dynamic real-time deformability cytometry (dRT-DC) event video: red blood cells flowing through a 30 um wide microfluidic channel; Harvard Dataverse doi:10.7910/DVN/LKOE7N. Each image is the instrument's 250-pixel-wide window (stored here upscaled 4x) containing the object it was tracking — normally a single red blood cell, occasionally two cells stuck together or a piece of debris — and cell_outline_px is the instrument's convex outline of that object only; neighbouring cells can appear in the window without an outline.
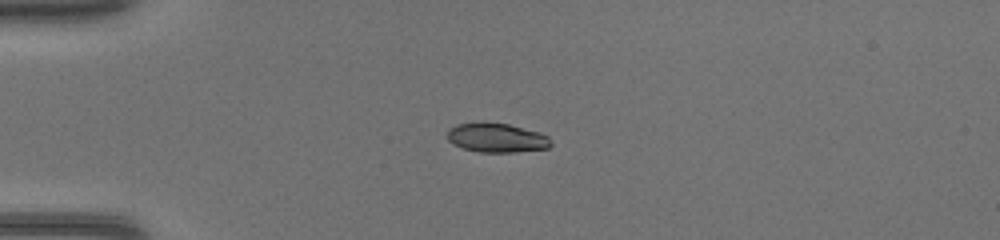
{"species": "common noctule bat (a hibernating species)", "species_latin": "Nyctalus noctula", "temperature_condition": "warm", "stored_images_in_passage": 35, "camera_frame_rate_fps": 3000, "um_per_image_px": 0.085, "animal": {"sex": "female", "body_mass_g": 17.0, "forearm_length_mm": 48.0}, "frame": {"image": 1, "passage_image": 1, "time_ms": 0.0, "image_size_px": [1000, 240], "cell_outline_px": [[552, 144], [548, 148], [516, 152], [480, 152], [464, 148], [448, 140], [448, 128], [456, 124], [476, 120], [480, 120], [508, 124], [540, 132], [548, 136]], "centroid_in_image_um": [42.2, 11.67], "position_along_channel_um": 42.8, "area_um2": 17.98}}
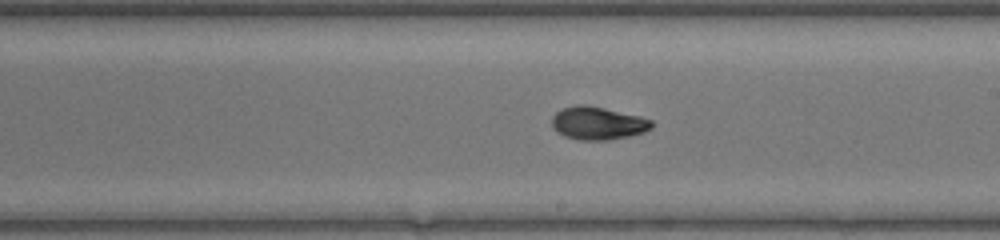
{"frame": {"image": 2, "passage_image": 16, "time_ms": 5.0, "image_size_px": [1000, 240], "cell_outline_px": [[652, 128], [644, 132], [628, 136], [608, 140], [580, 140], [564, 136], [552, 128], [552, 116], [560, 108], [576, 104], [588, 104], [640, 116], [652, 120]], "centroid_in_image_um": [50.78, 10.45], "position_along_channel_um": 238.2, "area_um2": 19.36}}
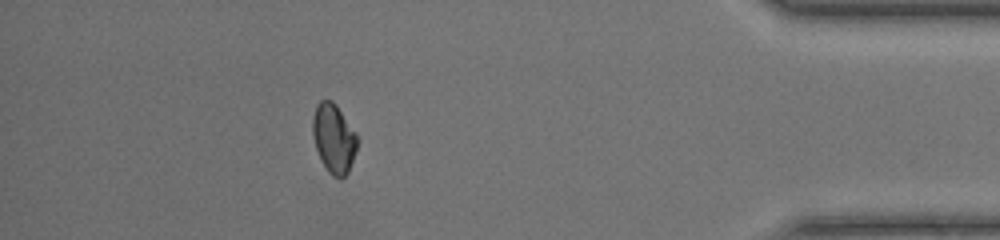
{"frame": {"image": 3, "passage_image": 30, "time_ms": 9.667, "image_size_px": [1000, 240], "cell_outline_px": [[360, 140], [356, 152], [348, 172], [340, 180], [332, 176], [328, 172], [320, 160], [316, 148], [312, 132], [312, 120], [316, 104], [320, 100], [332, 100], [336, 104], [356, 132]], "centroid_in_image_um": [28.39, 11.77], "position_along_channel_um": 406.8, "area_um2": 18.38}}